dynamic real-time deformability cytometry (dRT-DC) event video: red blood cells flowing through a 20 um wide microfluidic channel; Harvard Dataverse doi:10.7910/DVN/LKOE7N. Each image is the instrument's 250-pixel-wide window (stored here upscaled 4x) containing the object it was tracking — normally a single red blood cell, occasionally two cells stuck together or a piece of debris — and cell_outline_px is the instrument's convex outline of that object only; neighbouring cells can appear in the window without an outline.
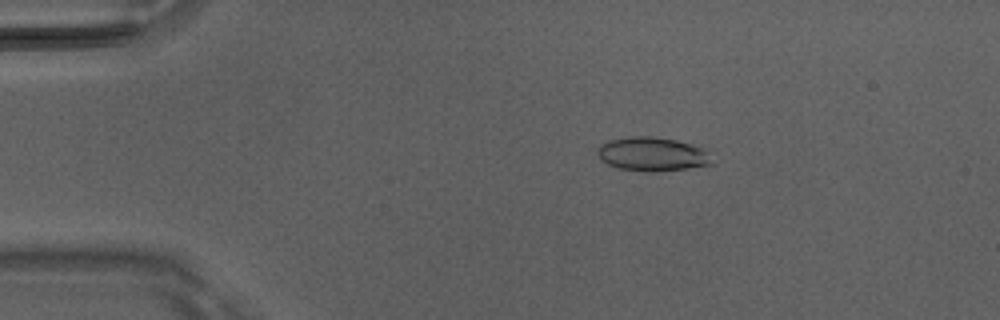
{"species": "Egyptian fruit bat (a non-hibernating species)", "species_latin": "Rousettus aegyptiacus", "temperature_condition": "room temperature", "stored_images_in_passage": 5, "camera_frame_rate_fps": 3000, "um_per_image_px": 0.085, "animal": {"sex": "male"}, "frame": {"image": 1, "passage_image": 3, "time_ms": 0.667, "image_size_px": [1000, 320], "cell_outline_px": [[712, 164], [688, 168], [616, 168], [600, 160], [596, 152], [600, 144], [608, 140], [632, 136], [652, 136], [676, 140], [704, 148]], "centroid_in_image_um": [55.37, 13.03], "position_along_channel_um": 29.6, "area_um2": 21.5}}
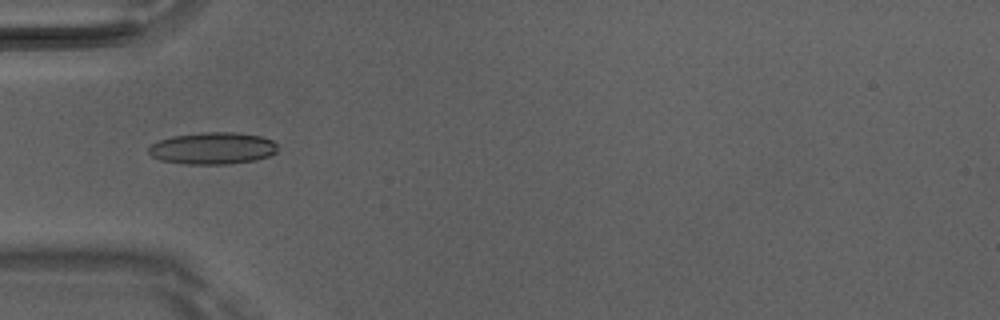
{"frame": {"image": 2, "passage_image": 5, "time_ms": 1.333, "image_size_px": [1000, 320], "cell_outline_px": [[276, 152], [268, 156], [256, 160], [228, 164], [184, 164], [160, 160], [152, 156], [148, 152], [148, 148], [152, 144], [160, 140], [172, 136], [200, 132], [236, 132], [260, 136], [272, 140], [276, 144]], "centroid_in_image_um": [18.06, 12.6], "position_along_channel_um": 66.9, "area_um2": 24.04}}